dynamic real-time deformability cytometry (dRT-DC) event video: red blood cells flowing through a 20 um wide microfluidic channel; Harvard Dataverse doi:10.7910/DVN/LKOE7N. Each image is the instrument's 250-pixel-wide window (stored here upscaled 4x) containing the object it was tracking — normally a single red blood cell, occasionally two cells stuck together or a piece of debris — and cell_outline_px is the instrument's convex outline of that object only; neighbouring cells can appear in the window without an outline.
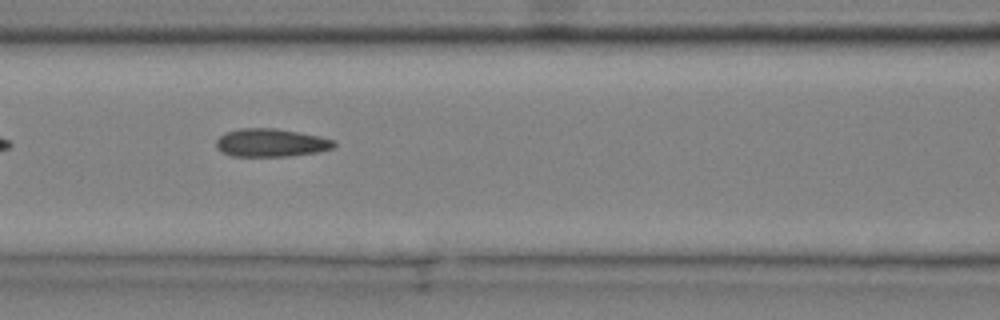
{"species": "common noctule bat (a hibernating species)", "species_latin": "Nyctalus noctula", "temperature_condition": "cold", "stored_images_in_passage": 4, "camera_frame_rate_fps": 3000, "um_per_image_px": 0.085, "animal": {"sex": "male", "body_mass_g": 20.4}, "frame": {"image": 1, "passage_image": 3, "time_ms": 0.667, "image_size_px": [1000, 320], "cell_outline_px": [[336, 144], [332, 148], [316, 152], [288, 156], [232, 156], [216, 148], [216, 140], [220, 136], [228, 132], [240, 128], [276, 128], [320, 136], [336, 140]], "centroid_in_image_um": [23.05, 12.13], "position_along_channel_um": 143.6, "area_um2": 19.19}}